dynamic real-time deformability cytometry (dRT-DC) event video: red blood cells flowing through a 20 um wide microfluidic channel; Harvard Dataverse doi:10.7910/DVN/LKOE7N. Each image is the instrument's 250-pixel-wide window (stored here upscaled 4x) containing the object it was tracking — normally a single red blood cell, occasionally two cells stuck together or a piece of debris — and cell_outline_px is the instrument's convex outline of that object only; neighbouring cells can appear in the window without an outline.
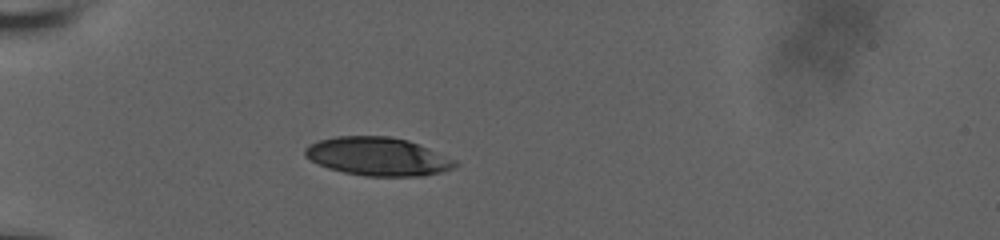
{"species": "human", "species_latin": "Homo sapiens", "temperature_condition": "room temperature", "stored_images_in_passage": 47, "camera_frame_rate_fps": 3000, "um_per_image_px": 0.085, "donor": {"sex": "male"}, "frame": {"image": 1, "passage_image": 14, "time_ms": 3.667, "image_size_px": [1000, 240], "cell_outline_px": [[460, 164], [452, 168], [440, 172], [424, 176], [364, 176], [344, 172], [328, 168], [304, 156], [304, 148], [308, 144], [320, 140], [336, 136], [388, 136], [408, 140], [428, 148], [456, 160]], "centroid_in_image_um": [32.11, 13.3], "position_along_channel_um": 52.9, "area_um2": 33.47}}
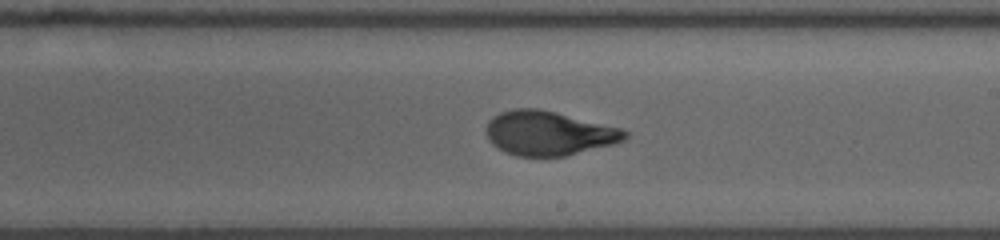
{"frame": {"image": 2, "passage_image": 27, "time_ms": 9.333, "image_size_px": [1000, 240], "cell_outline_px": [[628, 136], [624, 140], [616, 144], [568, 156], [516, 156], [504, 152], [492, 144], [488, 140], [484, 132], [488, 120], [500, 112], [516, 108], [540, 108], [620, 128], [628, 132]], "centroid_in_image_um": [46.62, 11.33], "position_along_channel_um": 242.4, "area_um2": 36.18}}
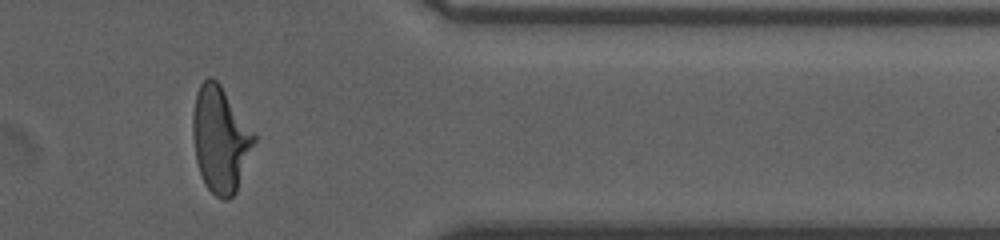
{"frame": {"image": 3, "passage_image": 44, "time_ms": 13.667, "image_size_px": [1000, 240], "cell_outline_px": [[256, 140], [236, 192], [228, 200], [224, 200], [216, 196], [204, 184], [196, 160], [192, 136], [192, 116], [196, 92], [200, 84], [208, 76], [212, 76], [220, 84], [256, 136]], "centroid_in_image_um": [18.71, 11.84], "position_along_channel_um": 392.7, "area_um2": 37.63}, "authors_computed_cell_mechanics": {"area_um2": 35.547, "velocity_mm_per_s": 3.7656, "shape_relaxation_time_tau1_ms": 5.2496, "shape_relaxation_time_tau2_ms": 0.6522, "deformation_change_tau1": 0.1982, "deformation_change_tau2": 0.0556}}